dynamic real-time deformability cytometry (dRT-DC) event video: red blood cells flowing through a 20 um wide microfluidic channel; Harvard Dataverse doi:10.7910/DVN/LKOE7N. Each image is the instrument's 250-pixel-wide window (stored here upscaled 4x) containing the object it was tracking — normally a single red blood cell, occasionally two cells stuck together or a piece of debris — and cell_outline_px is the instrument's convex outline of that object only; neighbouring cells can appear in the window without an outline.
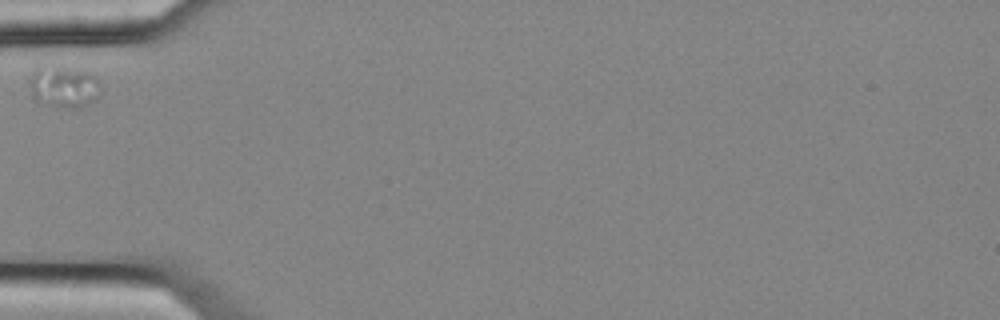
{"species": "common noctule bat (a hibernating species)", "species_latin": "Nyctalus noctula", "temperature_condition": "cold", "stored_images_in_passage": 3, "camera_frame_rate_fps": 3000, "um_per_image_px": 0.085, "animal": {"sex": "female", "body_mass_g": 25.1}, "frame": {"image": 1, "passage_image": 1, "time_ms": 0.0, "image_size_px": [1000, 320], "cell_outline_px": [[100, 88], [96, 100], [92, 104], [80, 108], [56, 108], [40, 104], [32, 96], [32, 72], [40, 64], [84, 72], [96, 76], [100, 84]], "centroid_in_image_um": [5.43, 7.43], "position_along_channel_um": 79.6, "area_um2": 17.34}}
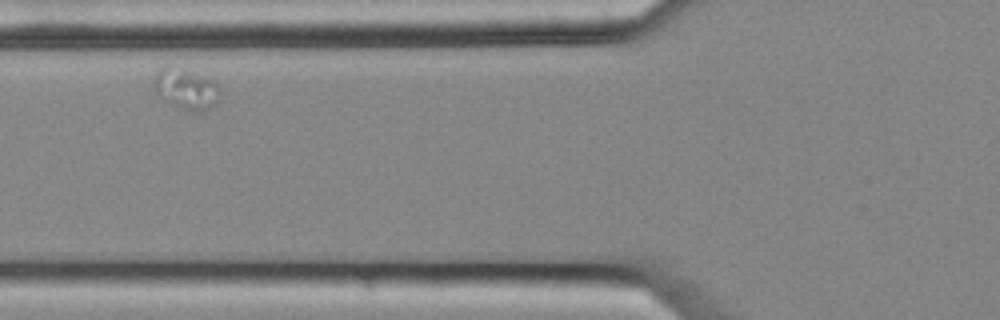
{"frame": {"image": 2, "passage_image": 2, "time_ms": 0.333, "image_size_px": [1000, 320], "cell_outline_px": [[216, 100], [208, 108], [196, 112], [192, 112], [164, 100], [156, 92], [152, 80], [156, 72], [160, 68], [168, 68], [200, 76], [212, 80], [216, 84]], "centroid_in_image_um": [15.72, 7.6], "position_along_channel_um": 110.1, "area_um2": 14.33}}